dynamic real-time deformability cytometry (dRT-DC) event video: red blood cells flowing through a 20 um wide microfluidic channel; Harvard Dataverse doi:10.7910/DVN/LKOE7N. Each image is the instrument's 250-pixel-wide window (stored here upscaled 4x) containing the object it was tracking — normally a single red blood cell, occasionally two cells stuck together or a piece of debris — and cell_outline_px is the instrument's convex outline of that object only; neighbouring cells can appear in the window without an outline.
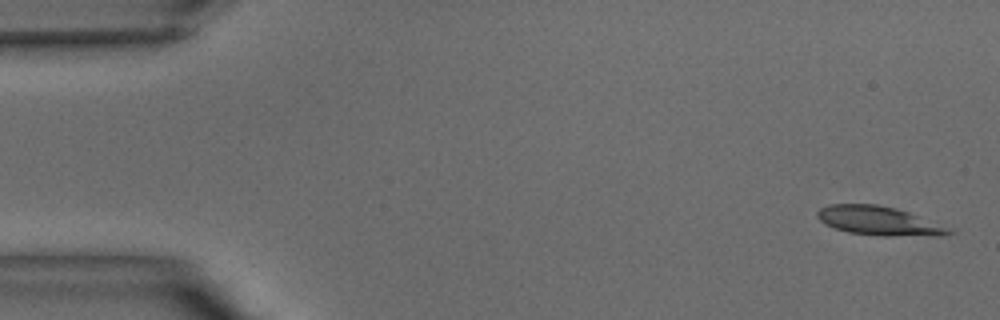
{"species": "common noctule bat (a hibernating species)", "species_latin": "Nyctalus noctula", "temperature_condition": "warm", "stored_images_in_passage": 39, "camera_frame_rate_fps": 3000, "um_per_image_px": 0.085, "animal": {"sex": "male", "body_mass_g": 15.6}, "frame": {"image": 1, "passage_image": 1, "time_ms": 0.0, "image_size_px": [1000, 320], "cell_outline_px": [[956, 232], [936, 236], [880, 236], [848, 232], [824, 224], [816, 216], [816, 212], [820, 208], [828, 204], [876, 204], [896, 208], [908, 212]], "centroid_in_image_um": [74.62, 18.77], "position_along_channel_um": 10.4, "area_um2": 21.96}}
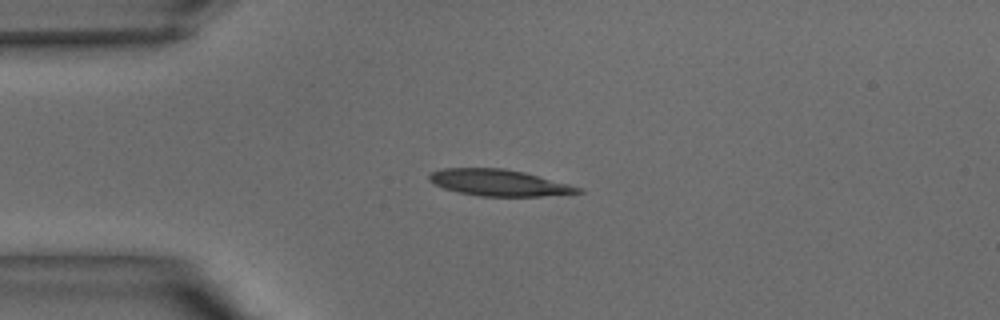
{"frame": {"image": 2, "passage_image": 9, "time_ms": 2.667, "image_size_px": [1000, 320], "cell_outline_px": [[584, 192], [540, 196], [480, 196], [460, 192], [444, 188], [432, 184], [428, 180], [428, 176], [432, 172], [440, 168], [504, 168], [524, 172], [584, 188]], "centroid_in_image_um": [42.39, 15.52], "position_along_channel_um": 42.6, "area_um2": 22.89}}
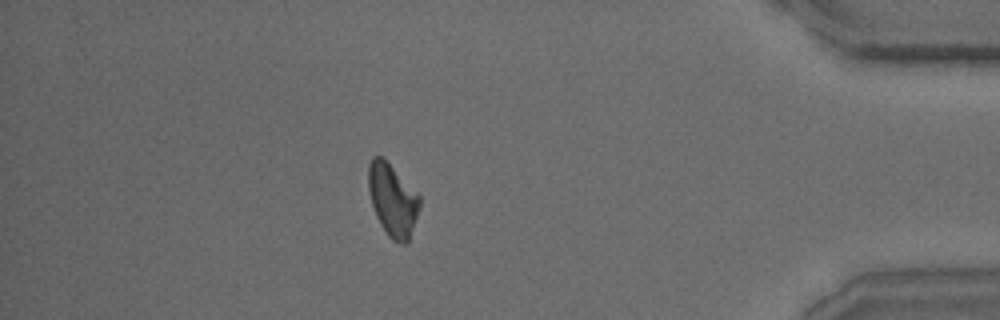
{"frame": {"image": 3, "passage_image": 34, "time_ms": 11.0, "image_size_px": [1000, 320], "cell_outline_px": [[420, 204], [408, 244], [400, 244], [392, 240], [388, 236], [380, 224], [376, 216], [368, 192], [368, 164], [372, 156], [380, 156], [420, 196]], "centroid_in_image_um": [33.35, 17.04], "position_along_channel_um": 401.9, "area_um2": 21.33}}